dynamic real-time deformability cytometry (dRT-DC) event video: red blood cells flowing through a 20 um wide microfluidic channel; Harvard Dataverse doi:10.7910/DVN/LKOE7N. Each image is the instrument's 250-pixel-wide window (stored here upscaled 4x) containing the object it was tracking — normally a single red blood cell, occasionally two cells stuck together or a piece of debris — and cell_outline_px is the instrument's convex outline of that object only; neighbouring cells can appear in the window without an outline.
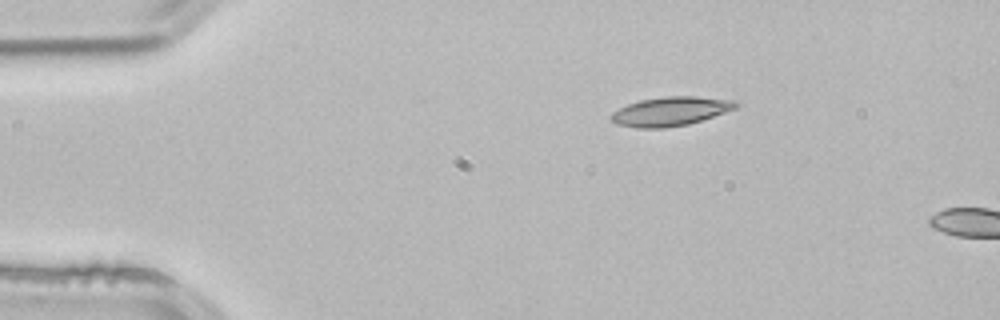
{"species": "common noctule bat (a hibernating species)", "species_latin": "Nyctalus noctula", "temperature_condition": "room temperature", "stored_images_in_passage": 2, "camera_frame_rate_fps": 3000, "um_per_image_px": 0.085, "animal": {"sex": "male", "body_mass_g": 21.5, "forearm_length_mm": 52.0}, "frame": {"image": 1, "passage_image": 1, "time_ms": 0.0, "image_size_px": [1000, 320], "cell_outline_px": [[740, 104], [736, 108], [688, 124], [664, 128], [636, 128], [616, 124], [608, 116], [612, 112], [628, 104], [640, 100], [664, 96], [696, 96], [736, 100]], "centroid_in_image_um": [56.97, 9.46], "position_along_channel_um": 28.0, "area_um2": 21.1}}